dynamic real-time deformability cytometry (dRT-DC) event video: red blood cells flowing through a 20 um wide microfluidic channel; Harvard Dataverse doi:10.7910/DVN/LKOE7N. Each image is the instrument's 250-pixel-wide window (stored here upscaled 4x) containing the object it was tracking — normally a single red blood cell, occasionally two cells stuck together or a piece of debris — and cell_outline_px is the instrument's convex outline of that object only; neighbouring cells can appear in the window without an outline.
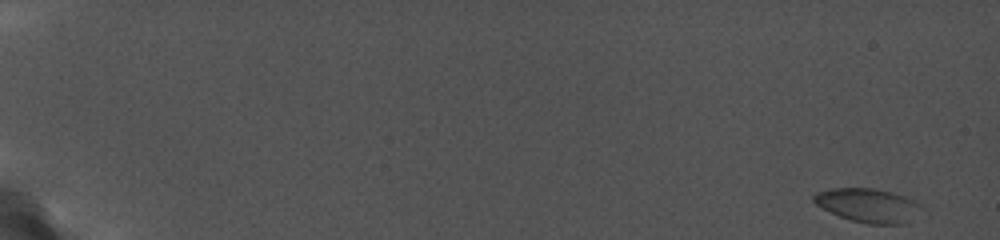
{"species": "common noctule bat (a hibernating species)", "species_latin": "Nyctalus noctula", "temperature_condition": "cold", "stored_images_in_passage": 32, "camera_frame_rate_fps": 5000, "um_per_image_px": 0.085, "animal": {"sex": "female", "body_mass_g": 19.0, "forearm_length_mm": 56.7}, "frame": {"image": 1, "passage_image": 1, "time_ms": 0.0, "image_size_px": [1000, 240], "cell_outline_px": [[920, 208], [904, 224], [868, 224], [852, 220], [840, 216], [816, 204], [812, 200], [812, 196], [816, 192], [832, 188], [872, 188], [904, 196], [920, 204]], "centroid_in_image_um": [73.72, 17.44], "position_along_channel_um": 11.3, "area_um2": 20.63}}